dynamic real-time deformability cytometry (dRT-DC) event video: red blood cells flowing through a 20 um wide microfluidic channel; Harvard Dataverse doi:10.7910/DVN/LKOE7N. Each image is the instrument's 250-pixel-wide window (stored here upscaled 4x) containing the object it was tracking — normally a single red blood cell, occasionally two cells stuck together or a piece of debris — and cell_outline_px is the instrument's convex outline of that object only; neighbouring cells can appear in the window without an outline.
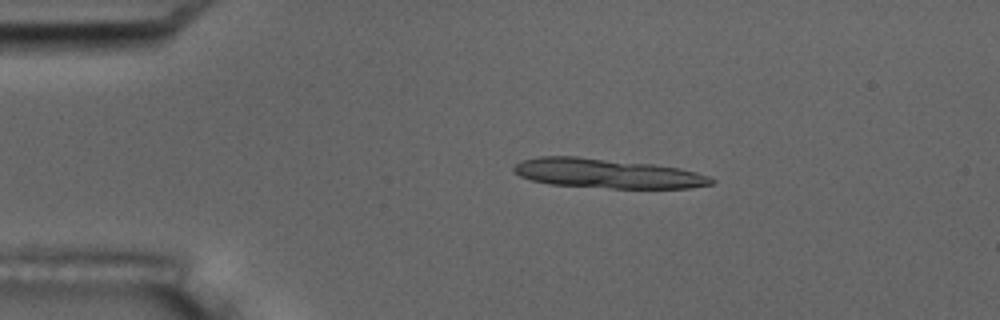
{"species": "common noctule bat (a hibernating species)", "species_latin": "Nyctalus noctula", "temperature_condition": "room temperature", "stored_images_in_passage": 7, "camera_frame_rate_fps": 3000, "um_per_image_px": 0.085, "animal": {"sex": "male", "body_mass_g": 17.5, "forearm_length_mm": 52.3}, "frame": {"image": 1, "passage_image": 4, "time_ms": 3.333, "image_size_px": [1000, 320], "cell_outline_px": [[716, 180], [712, 184], [688, 188], [608, 188], [552, 184], [532, 180], [520, 176], [512, 172], [512, 168], [520, 160], [540, 156], [576, 156], [652, 164], [680, 168], [708, 176]], "centroid_in_image_um": [51.57, 14.73], "position_along_channel_um": 33.4, "area_um2": 33.81}}